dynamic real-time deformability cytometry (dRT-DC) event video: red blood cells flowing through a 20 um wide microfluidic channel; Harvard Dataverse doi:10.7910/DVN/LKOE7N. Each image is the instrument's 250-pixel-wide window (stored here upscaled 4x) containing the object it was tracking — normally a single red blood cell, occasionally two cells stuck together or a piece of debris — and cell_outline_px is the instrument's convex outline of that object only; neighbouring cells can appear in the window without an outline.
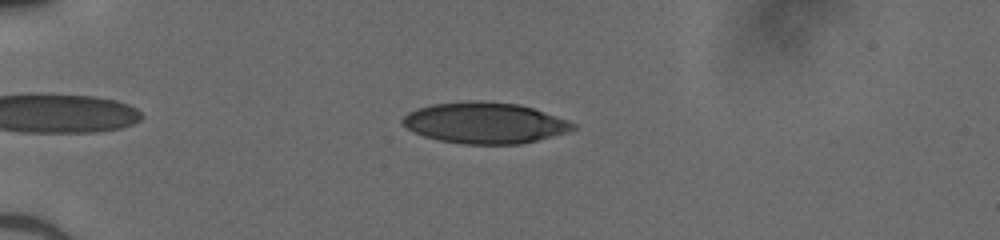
{"species": "human", "species_latin": "Homo sapiens", "temperature_condition": "cold", "stored_images_in_passage": 40, "camera_frame_rate_fps": 3000, "um_per_image_px": 0.085, "donor": {"sex": "male"}, "frame": {"image": 1, "passage_image": 8, "time_ms": 2.333, "image_size_px": [1000, 240], "cell_outline_px": [[576, 128], [552, 136], [520, 144], [464, 144], [440, 140], [424, 136], [412, 132], [400, 124], [400, 120], [408, 112], [416, 108], [432, 104], [472, 100], [476, 100], [520, 104], [568, 120], [576, 124]], "centroid_in_image_um": [41.14, 10.44], "position_along_channel_um": 43.9, "area_um2": 40.81}}
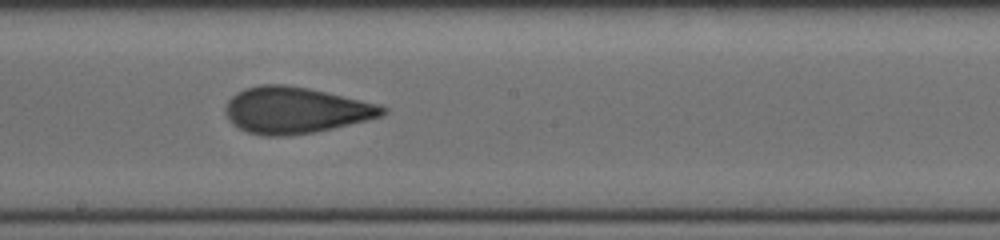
{"frame": {"image": 2, "passage_image": 24, "time_ms": 7.667, "image_size_px": [1000, 240], "cell_outline_px": [[388, 112], [380, 116], [332, 128], [312, 132], [284, 136], [264, 136], [248, 132], [232, 124], [228, 120], [224, 112], [224, 108], [228, 100], [236, 92], [244, 88], [260, 84], [284, 84], [308, 88], [376, 104], [388, 108]], "centroid_in_image_um": [25.03, 9.36], "position_along_channel_um": 223.2, "area_um2": 42.08}}
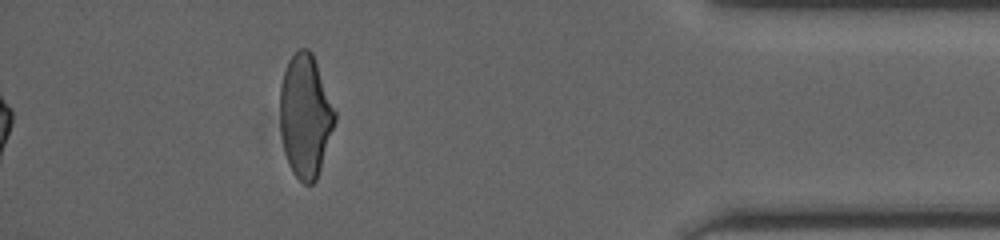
{"frame": {"image": 3, "passage_image": 40, "time_ms": 13.0, "image_size_px": [1000, 240], "cell_outline_px": [[336, 120], [316, 180], [312, 184], [304, 184], [292, 172], [288, 164], [284, 152], [280, 132], [280, 88], [284, 72], [288, 60], [300, 48], [308, 48], [312, 52], [336, 112]], "centroid_in_image_um": [25.94, 9.86], "position_along_channel_um": 409.3, "area_um2": 39.19}}